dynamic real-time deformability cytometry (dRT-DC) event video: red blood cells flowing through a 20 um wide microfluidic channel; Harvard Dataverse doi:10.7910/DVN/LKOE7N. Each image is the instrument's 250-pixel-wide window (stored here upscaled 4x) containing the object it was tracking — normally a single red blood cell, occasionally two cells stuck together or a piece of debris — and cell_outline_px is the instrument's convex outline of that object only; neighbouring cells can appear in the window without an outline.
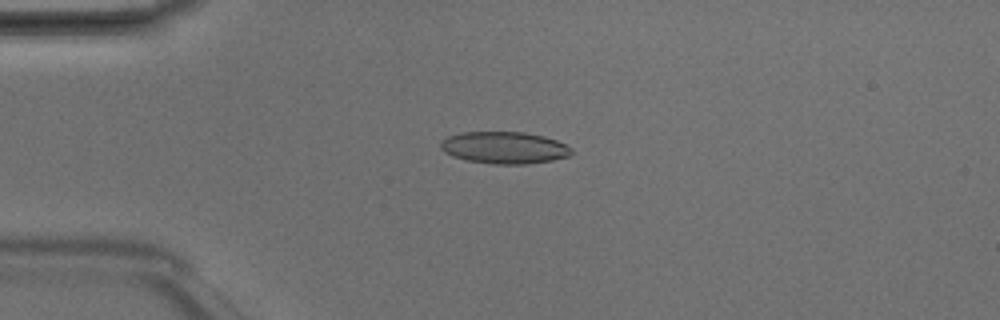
{"species": "Egyptian fruit bat (a non-hibernating species)", "species_latin": "Rousettus aegyptiacus", "temperature_condition": "room temperature", "stored_images_in_passage": 7, "camera_frame_rate_fps": 3000, "um_per_image_px": 0.085, "animal": {"sex": "male"}, "frame": {"image": 1, "passage_image": 4, "time_ms": 1.0, "image_size_px": [1000, 320], "cell_outline_px": [[572, 152], [568, 156], [552, 160], [524, 164], [492, 164], [468, 160], [452, 156], [444, 152], [440, 148], [440, 144], [448, 136], [464, 132], [524, 132], [544, 136], [556, 140], [572, 148]], "centroid_in_image_um": [42.86, 12.55], "position_along_channel_um": 42.1, "area_um2": 24.22}}